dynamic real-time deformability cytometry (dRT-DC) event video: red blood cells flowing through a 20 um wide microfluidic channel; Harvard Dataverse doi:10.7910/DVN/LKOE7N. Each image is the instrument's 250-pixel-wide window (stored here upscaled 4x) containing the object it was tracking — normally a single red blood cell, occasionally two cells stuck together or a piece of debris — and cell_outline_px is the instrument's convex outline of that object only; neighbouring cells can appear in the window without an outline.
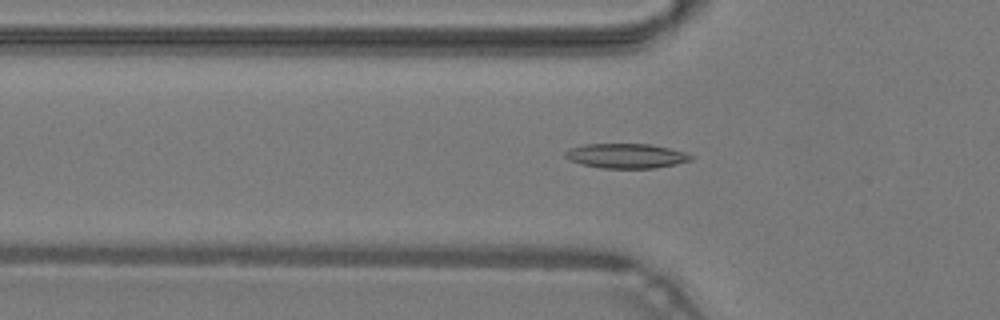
{"species": "common noctule bat (a hibernating species)", "species_latin": "Nyctalus noctula", "temperature_condition": "warm", "stored_images_in_passage": 48, "camera_frame_rate_fps": 3000, "um_per_image_px": 0.085, "animal": {"sex": "male", "body_mass_g": 19.2, "forearm_length_mm": 51.8}, "frame": {"image": 1, "passage_image": 16, "time_ms": 5.0, "image_size_px": [1000, 320], "cell_outline_px": [[692, 160], [676, 164], [656, 168], [600, 168], [584, 164], [572, 160], [564, 156], [564, 152], [572, 148], [584, 144], [652, 144], [684, 152], [692, 156]], "centroid_in_image_um": [53.25, 13.25], "position_along_channel_um": 72.6, "area_um2": 17.86}}
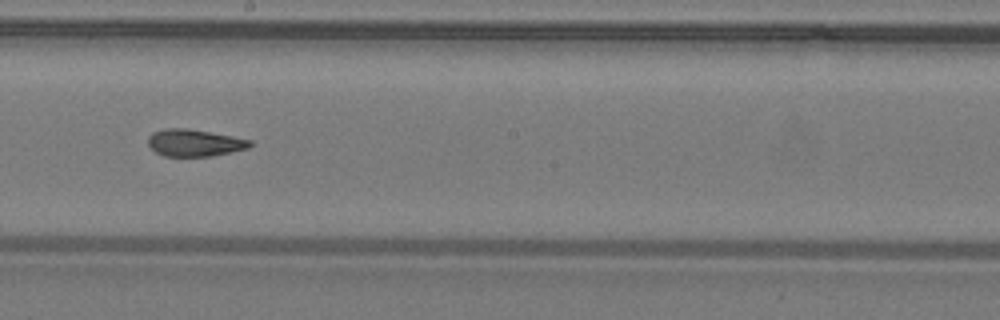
{"frame": {"image": 2, "passage_image": 27, "time_ms": 8.667, "image_size_px": [1000, 320], "cell_outline_px": [[252, 144], [248, 148], [212, 156], [164, 156], [156, 152], [148, 144], [148, 136], [152, 132], [164, 128], [188, 128], [232, 136], [252, 140]], "centroid_in_image_um": [16.51, 12.13], "position_along_channel_um": 231.7, "area_um2": 16.07}}
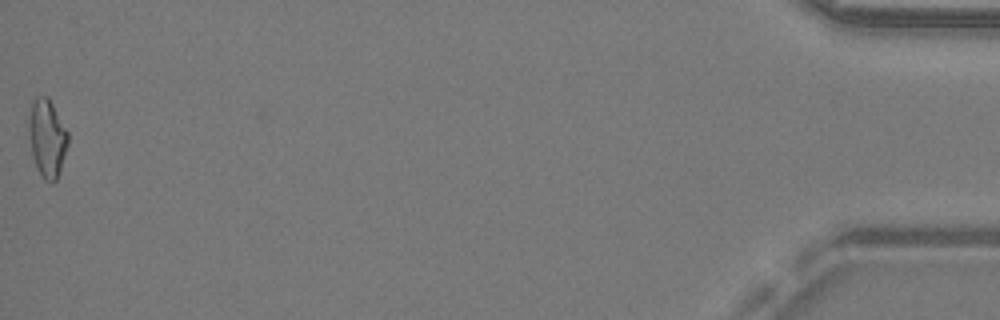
{"frame": {"image": 3, "passage_image": 48, "time_ms": 15.667, "image_size_px": [1000, 320], "cell_outline_px": [[68, 144], [56, 180], [52, 184], [44, 180], [36, 168], [32, 152], [28, 132], [28, 116], [32, 100], [36, 96], [48, 96], [68, 132]], "centroid_in_image_um": [3.98, 11.72], "position_along_channel_um": 431.2, "area_um2": 17.86}, "authors_computed_cell_mechanics": {"area_um2": 16.8487, "velocity_mm_per_s": 4.3066, "shape_relaxation_time_tau1_ms": null, "shape_relaxation_time_tau2_ms": 2.0968, "deformation_change_tau1": null, "deformation_change_tau2": 0.1004}}